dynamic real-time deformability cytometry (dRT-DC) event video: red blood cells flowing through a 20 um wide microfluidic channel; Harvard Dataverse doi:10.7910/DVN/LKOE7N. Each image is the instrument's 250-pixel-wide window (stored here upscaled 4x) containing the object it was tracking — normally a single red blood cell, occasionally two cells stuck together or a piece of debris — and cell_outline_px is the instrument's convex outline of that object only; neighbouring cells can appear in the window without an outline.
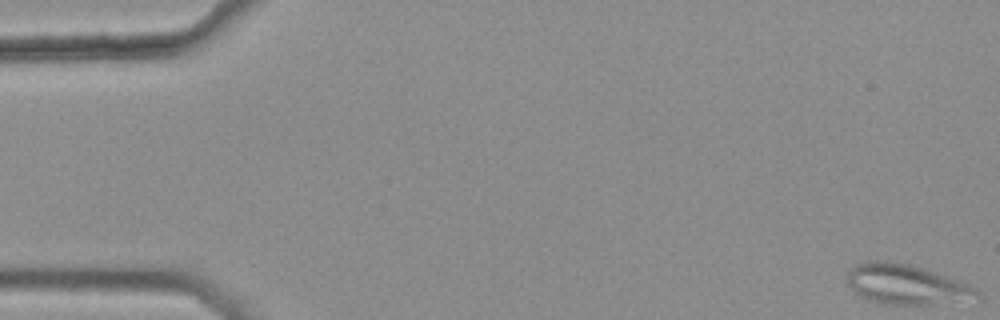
{"species": "common noctule bat (a hibernating species)", "species_latin": "Nyctalus noctula", "temperature_condition": "warm", "stored_images_in_passage": 45, "segment_of_instrument_passage": [1, 2], "camera_frame_rate_fps": 3000, "um_per_image_px": 0.085, "animal": {"sex": "female", "body_mass_g": 25.1}, "frame": {"image": 1, "passage_image": 1, "time_ms": 0.0, "image_size_px": [1000, 320], "cell_outline_px": [[980, 304], [880, 304], [868, 300], [860, 296], [848, 284], [848, 268], [864, 260], [888, 260], [908, 264], [968, 284], [976, 288], [980, 292]], "centroid_in_image_um": [77.14, 24.22], "position_along_channel_um": 7.9, "area_um2": 31.04}}